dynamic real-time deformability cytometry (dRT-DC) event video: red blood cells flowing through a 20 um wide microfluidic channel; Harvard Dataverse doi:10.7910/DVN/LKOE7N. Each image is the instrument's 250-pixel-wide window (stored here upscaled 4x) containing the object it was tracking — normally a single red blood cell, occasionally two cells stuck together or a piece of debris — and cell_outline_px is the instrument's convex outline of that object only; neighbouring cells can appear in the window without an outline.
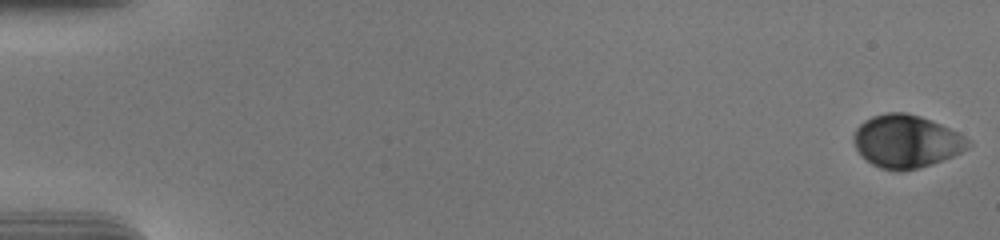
{"species": "human", "species_latin": "Homo sapiens", "temperature_condition": "cold", "stored_images_in_passage": 56, "camera_frame_rate_fps": 3000, "um_per_image_px": 0.085, "donor": {"sex": "male"}, "frame": {"image": 1, "passage_image": 1, "time_ms": 0.0, "image_size_px": [1000, 240], "cell_outline_px": [[972, 144], [968, 148], [952, 156], [932, 164], [900, 172], [896, 172], [880, 168], [872, 164], [856, 148], [852, 140], [852, 136], [856, 128], [864, 120], [872, 116], [888, 112], [904, 112], [920, 116], [932, 120], [972, 140]], "centroid_in_image_um": [77.03, 12.01], "position_along_channel_um": 8.0, "area_um2": 35.26}}
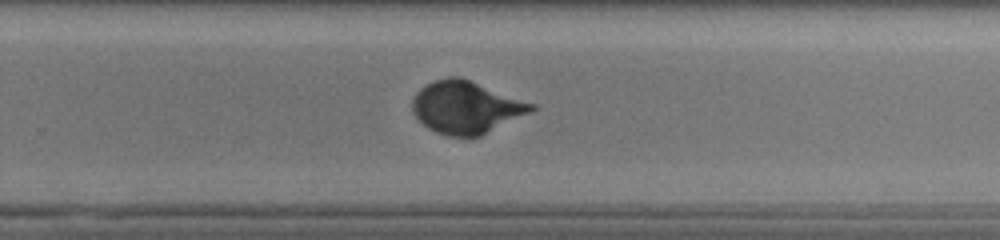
{"frame": {"image": 2, "passage_image": 38, "time_ms": 12.333, "image_size_px": [1000, 240], "cell_outline_px": [[536, 108], [532, 112], [480, 136], [448, 136], [436, 132], [428, 128], [412, 112], [412, 100], [416, 92], [420, 88], [436, 80], [448, 76], [460, 76], [536, 104]], "centroid_in_image_um": [39.63, 9.11], "position_along_channel_um": 290.2, "area_um2": 36.36}}
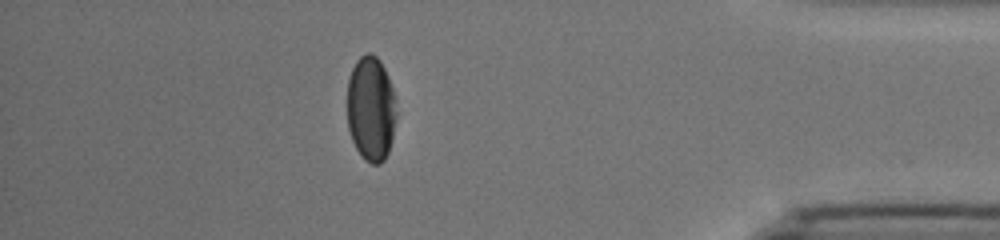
{"frame": {"image": 3, "passage_image": 50, "time_ms": 16.333, "image_size_px": [1000, 240], "cell_outline_px": [[396, 120], [388, 152], [384, 160], [380, 164], [372, 164], [364, 160], [356, 148], [352, 140], [348, 128], [348, 80], [352, 68], [356, 60], [360, 56], [368, 52], [372, 52], [380, 60], [388, 76], [396, 100]], "centroid_in_image_um": [31.53, 9.23], "position_along_channel_um": 403.7, "area_um2": 30.29}, "authors_computed_cell_mechanics": {"area_um2": 35.2869, "velocity_mm_per_s": 3.7123, "shape_relaxation_time_tau1_ms": 4.6666, "shape_relaxation_time_tau2_ms": null, "deformation_change_tau1": 0.1495, "deformation_change_tau2": null}}